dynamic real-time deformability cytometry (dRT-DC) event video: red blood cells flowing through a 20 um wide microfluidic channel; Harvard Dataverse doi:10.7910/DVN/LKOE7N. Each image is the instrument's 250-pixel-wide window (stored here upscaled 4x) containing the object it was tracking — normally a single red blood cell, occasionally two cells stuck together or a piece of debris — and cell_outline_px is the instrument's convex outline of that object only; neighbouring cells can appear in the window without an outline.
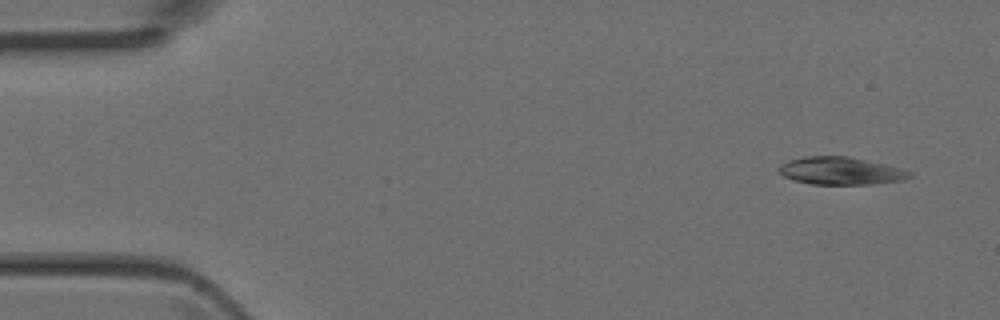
{"species": "Egyptian fruit bat (a non-hibernating species)", "species_latin": "Rousettus aegyptiacus", "temperature_condition": "room temperature", "stored_images_in_passage": 3, "camera_frame_rate_fps": 3000, "um_per_image_px": 0.085, "animal": {"sex": "female"}, "frame": {"image": 1, "passage_image": 1, "time_ms": 0.0, "image_size_px": [1000, 320], "cell_outline_px": [[912, 176], [904, 180], [872, 184], [812, 184], [792, 180], [784, 176], [776, 168], [780, 164], [788, 160], [804, 156], [848, 156], [904, 168], [912, 172]], "centroid_in_image_um": [71.47, 14.52], "position_along_channel_um": 13.5, "area_um2": 21.27}}
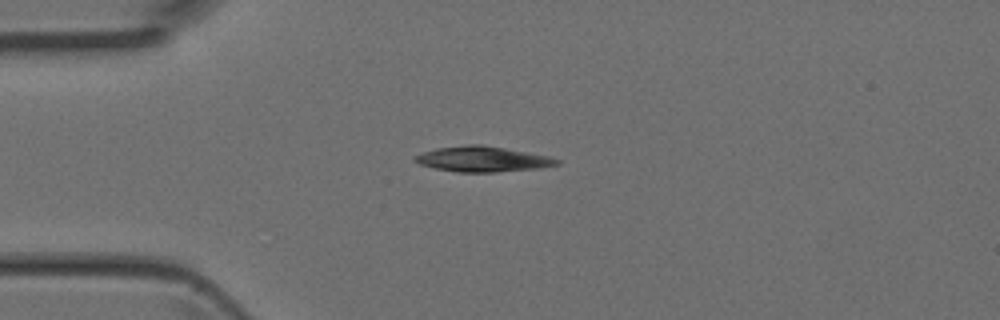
{"frame": {"image": 2, "passage_image": 3, "time_ms": 0.667, "image_size_px": [1000, 320], "cell_outline_px": [[560, 164], [540, 168], [496, 172], [456, 172], [436, 168], [420, 164], [412, 160], [412, 156], [436, 148], [468, 144], [480, 144], [552, 156], [560, 160]], "centroid_in_image_um": [41.03, 13.52], "position_along_channel_um": 44.0, "area_um2": 21.1}}